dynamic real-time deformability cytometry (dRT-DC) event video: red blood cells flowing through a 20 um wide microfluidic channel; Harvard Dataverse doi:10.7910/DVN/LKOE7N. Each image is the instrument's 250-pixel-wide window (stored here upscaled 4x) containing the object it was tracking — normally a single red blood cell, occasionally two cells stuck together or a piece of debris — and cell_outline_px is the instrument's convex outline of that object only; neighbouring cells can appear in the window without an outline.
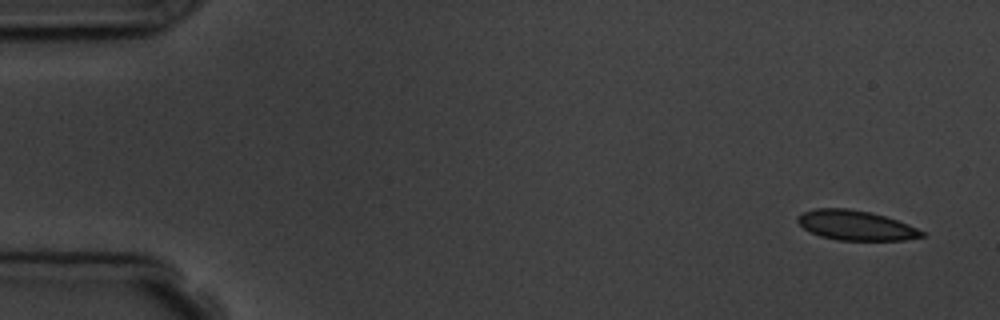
{"species": "common noctule bat (a hibernating species)", "species_latin": "Nyctalus noctula", "temperature_condition": "room temperature", "stored_images_in_passage": 6, "camera_frame_rate_fps": 3000, "um_per_image_px": 0.085, "animal": {"sex": "male", "body_mass_g": 19.5, "forearm_length_mm": 54.6}, "frame": {"image": 1, "passage_image": 1, "time_ms": 0.0, "image_size_px": [1000, 320], "cell_outline_px": [[928, 236], [904, 240], [836, 240], [820, 236], [804, 228], [796, 220], [796, 216], [804, 212], [816, 208], [848, 208], [868, 212], [884, 216], [908, 224], [924, 232]], "centroid_in_image_um": [72.74, 19.16], "position_along_channel_um": 12.3, "area_um2": 21.44}}
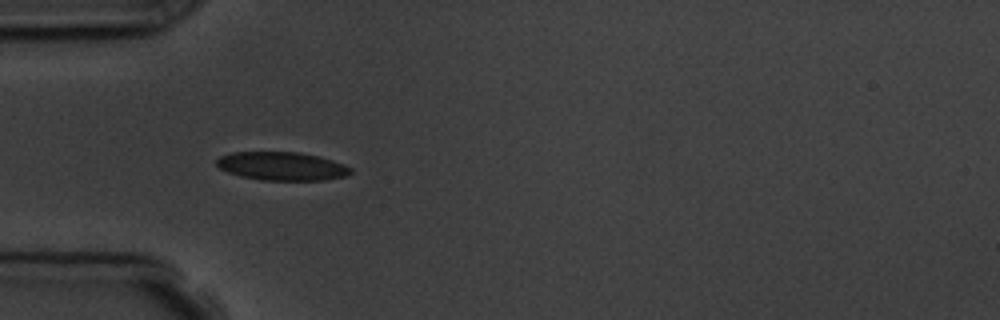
{"frame": {"image": 2, "passage_image": 5, "time_ms": 4.667, "image_size_px": [1000, 320], "cell_outline_px": [[352, 172], [344, 176], [324, 180], [260, 180], [240, 176], [228, 172], [220, 168], [216, 164], [216, 160], [220, 156], [232, 152], [300, 152], [320, 156], [344, 164], [352, 168]], "centroid_in_image_um": [23.96, 14.12], "position_along_channel_um": 61.0, "area_um2": 22.25}}